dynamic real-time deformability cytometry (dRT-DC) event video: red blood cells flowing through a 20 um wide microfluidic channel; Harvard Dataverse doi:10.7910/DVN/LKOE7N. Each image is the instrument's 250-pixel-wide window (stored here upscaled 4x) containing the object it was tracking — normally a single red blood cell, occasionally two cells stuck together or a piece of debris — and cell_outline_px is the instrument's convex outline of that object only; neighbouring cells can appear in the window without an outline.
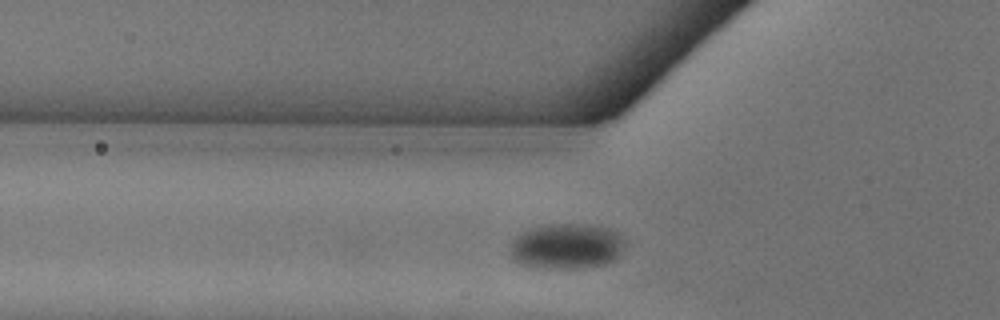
{"species": "common noctule bat (a hibernating species)", "species_latin": "Nyctalus noctula", "temperature_condition": "warm", "stored_images_in_passage": 37, "camera_frame_rate_fps": 3000, "um_per_image_px": 0.085, "animal": {"sex": "female"}, "frame": {"image": 1, "passage_image": 4, "time_ms": 1.0, "image_size_px": [1000, 320], "cell_outline_px": [[624, 244], [620, 256], [608, 264], [580, 268], [544, 268], [520, 264], [512, 256], [512, 240], [524, 232], [536, 228], [556, 224], [580, 224], [604, 228], [612, 232], [624, 240]], "centroid_in_image_um": [48.19, 20.97], "position_along_channel_um": 77.6, "area_um2": 29.59}}
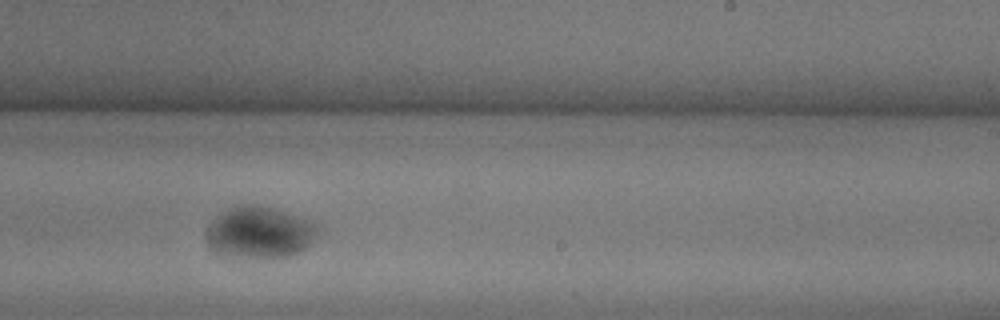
{"frame": {"image": 2, "passage_image": 18, "time_ms": 5.667, "image_size_px": [1000, 320], "cell_outline_px": [[316, 228], [308, 244], [304, 248], [296, 252], [280, 256], [260, 256], [236, 252], [216, 248], [208, 244], [204, 232], [208, 224], [216, 216], [232, 208], [244, 204], [256, 204], [272, 208], [304, 220], [312, 224]], "centroid_in_image_um": [21.99, 19.67], "position_along_channel_um": 267.0, "area_um2": 30.81}}
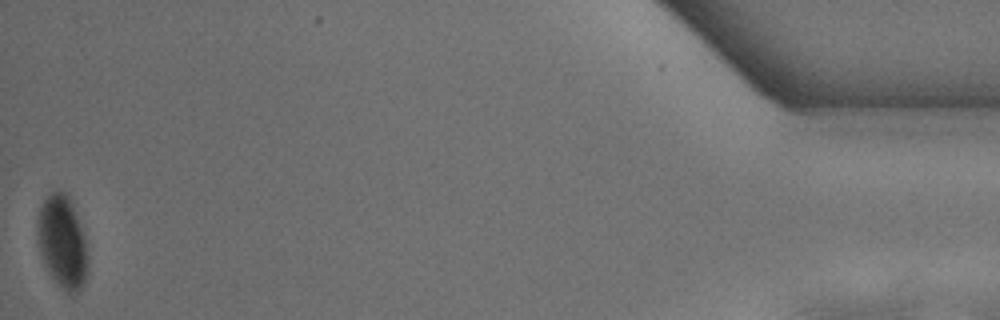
{"frame": {"image": 3, "passage_image": 37, "time_ms": 12.0, "image_size_px": [1000, 320], "cell_outline_px": [[88, 272], [84, 284], [76, 292], [68, 292], [52, 276], [44, 264], [40, 252], [36, 224], [36, 220], [40, 208], [48, 192], [60, 188], [68, 192], [84, 232], [88, 256]], "centroid_in_image_um": [5.31, 20.46], "position_along_channel_um": 429.9, "area_um2": 27.57}}